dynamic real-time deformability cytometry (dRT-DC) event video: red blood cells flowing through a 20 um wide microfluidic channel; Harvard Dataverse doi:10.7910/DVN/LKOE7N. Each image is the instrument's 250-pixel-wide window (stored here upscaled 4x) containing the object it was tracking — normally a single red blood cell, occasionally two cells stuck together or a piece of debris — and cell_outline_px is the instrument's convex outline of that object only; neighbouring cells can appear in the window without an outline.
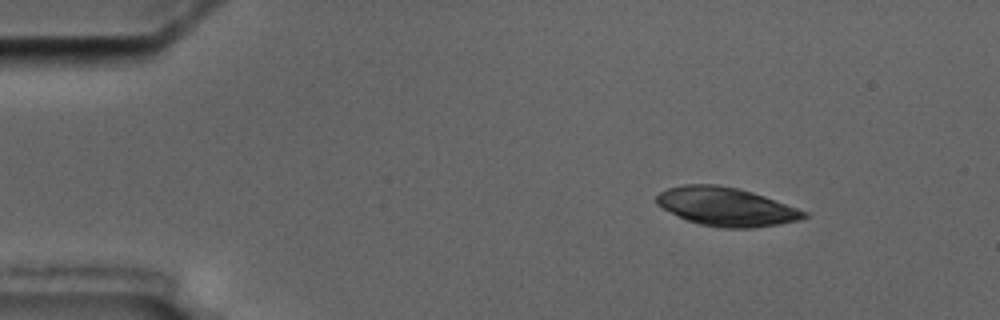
{"species": "common noctule bat (a hibernating species)", "species_latin": "Nyctalus noctula", "temperature_condition": "cold", "stored_images_in_passage": 8, "camera_frame_rate_fps": 3000, "um_per_image_px": 0.085, "animal": {"sex": "male", "body_mass_g": 17.5, "forearm_length_mm": 52.3}, "frame": {"image": 1, "passage_image": 1, "time_ms": 0.0, "image_size_px": [1000, 320], "cell_outline_px": [[808, 216], [800, 220], [780, 224], [752, 228], [720, 228], [700, 224], [688, 220], [656, 204], [656, 196], [660, 192], [668, 188], [684, 184], [716, 184], [736, 188], [752, 192], [764, 196], [808, 212]], "centroid_in_image_um": [61.75, 17.57], "position_along_channel_um": 23.3, "area_um2": 32.89}}